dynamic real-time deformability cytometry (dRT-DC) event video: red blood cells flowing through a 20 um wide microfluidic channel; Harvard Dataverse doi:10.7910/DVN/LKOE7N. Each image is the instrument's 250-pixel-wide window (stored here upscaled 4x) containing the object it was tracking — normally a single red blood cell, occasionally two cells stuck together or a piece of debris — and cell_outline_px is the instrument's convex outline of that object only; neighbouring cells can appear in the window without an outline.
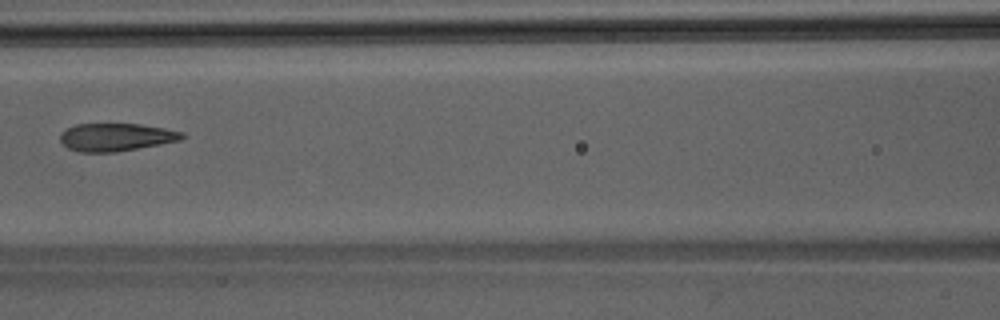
{"species": "Egyptian fruit bat (a non-hibernating species)", "species_latin": "Rousettus aegyptiacus", "temperature_condition": "room temperature", "stored_images_in_passage": 6, "camera_frame_rate_fps": 3000, "um_per_image_px": 0.085, "animal": {"sex": "male"}, "frame": {"image": 1, "passage_image": 6, "time_ms": 1.667, "image_size_px": [1000, 320], "cell_outline_px": [[184, 136], [180, 140], [160, 144], [116, 152], [80, 152], [68, 148], [60, 140], [60, 132], [76, 124], [140, 124], [164, 128], [184, 132]], "centroid_in_image_um": [9.85, 11.65], "position_along_channel_um": 156.7, "area_um2": 19.65}}